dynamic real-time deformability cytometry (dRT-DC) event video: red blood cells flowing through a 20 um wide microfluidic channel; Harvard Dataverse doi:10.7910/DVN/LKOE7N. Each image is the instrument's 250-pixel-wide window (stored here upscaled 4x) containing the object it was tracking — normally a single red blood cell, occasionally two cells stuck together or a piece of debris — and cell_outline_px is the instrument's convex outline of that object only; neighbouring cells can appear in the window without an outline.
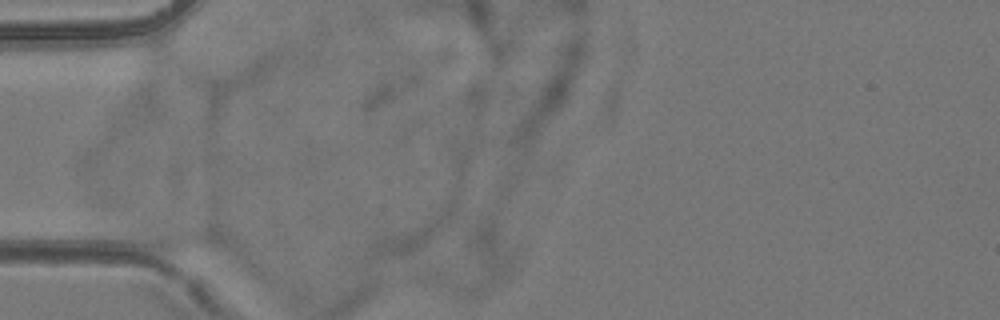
{"species": "common noctule bat (a hibernating species)", "species_latin": "Nyctalus noctula", "temperature_condition": "room temperature", "stored_images_in_passage": 2, "camera_frame_rate_fps": 3000, "um_per_image_px": 0.085, "animal": {"sex": "female", "body_mass_g": 24.6, "forearm_length_mm": 56.2}, "frame": {"image": 1, "passage_image": 1, "time_ms": 0.0, "image_size_px": [1000, 320], "cell_outline_px": [[224, 244], [216, 248], [172, 252], [156, 248], [144, 244], [140, 232], [140, 228], [212, 228], [224, 240]], "centroid_in_image_um": [15.42, 20.3], "position_along_channel_um": 69.6, "area_um2": 11.91}}